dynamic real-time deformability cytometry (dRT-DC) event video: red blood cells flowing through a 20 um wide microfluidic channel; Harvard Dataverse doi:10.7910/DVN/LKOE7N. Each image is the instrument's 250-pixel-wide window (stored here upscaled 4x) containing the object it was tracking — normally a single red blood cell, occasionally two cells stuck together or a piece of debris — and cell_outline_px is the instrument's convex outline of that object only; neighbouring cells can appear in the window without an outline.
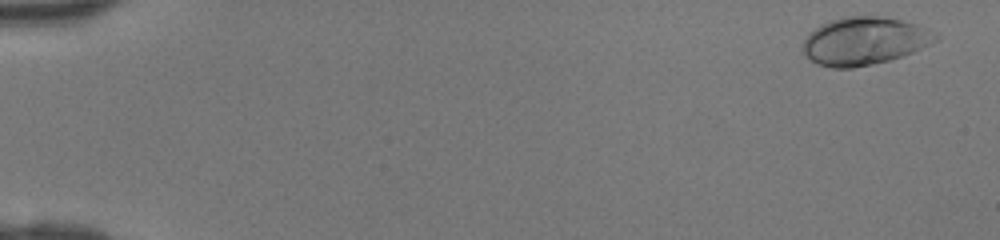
{"species": "human", "species_latin": "Homo sapiens", "temperature_condition": "room temperature", "stored_images_in_passage": 46, "camera_frame_rate_fps": 3000, "um_per_image_px": 0.085, "donor": {"sex": "female"}, "frame": {"image": 1, "passage_image": 2, "time_ms": 0.333, "image_size_px": [1000, 240], "cell_outline_px": [[940, 40], [912, 52], [888, 60], [872, 64], [852, 68], [832, 68], [816, 64], [800, 52], [800, 48], [808, 32], [820, 24], [844, 16], [884, 16], [916, 24], [940, 36]], "centroid_in_image_um": [73.4, 3.49], "position_along_channel_um": 11.6, "area_um2": 37.22}}
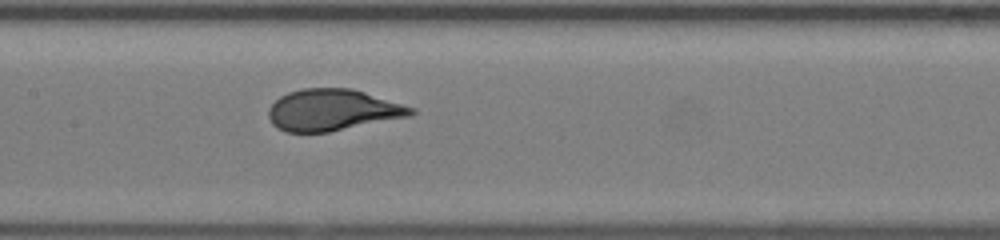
{"frame": {"image": 2, "passage_image": 24, "time_ms": 7.667, "image_size_px": [1000, 240], "cell_outline_px": [[416, 112], [412, 116], [328, 132], [284, 132], [276, 128], [272, 124], [268, 116], [268, 108], [280, 96], [288, 92], [304, 88], [352, 88], [416, 108]], "centroid_in_image_um": [28.27, 9.35], "position_along_channel_um": 179.1, "area_um2": 34.62}}
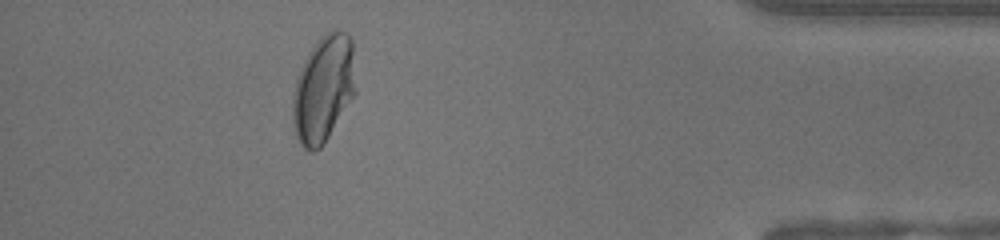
{"frame": {"image": 3, "passage_image": 42, "time_ms": 13.667, "image_size_px": [1000, 240], "cell_outline_px": [[356, 92], [328, 136], [320, 148], [312, 152], [308, 152], [300, 144], [296, 136], [292, 120], [292, 100], [296, 80], [304, 60], [308, 52], [320, 36], [332, 28], [344, 32], [352, 40]], "centroid_in_image_um": [27.48, 7.53], "position_along_channel_um": 407.7, "area_um2": 39.19}}